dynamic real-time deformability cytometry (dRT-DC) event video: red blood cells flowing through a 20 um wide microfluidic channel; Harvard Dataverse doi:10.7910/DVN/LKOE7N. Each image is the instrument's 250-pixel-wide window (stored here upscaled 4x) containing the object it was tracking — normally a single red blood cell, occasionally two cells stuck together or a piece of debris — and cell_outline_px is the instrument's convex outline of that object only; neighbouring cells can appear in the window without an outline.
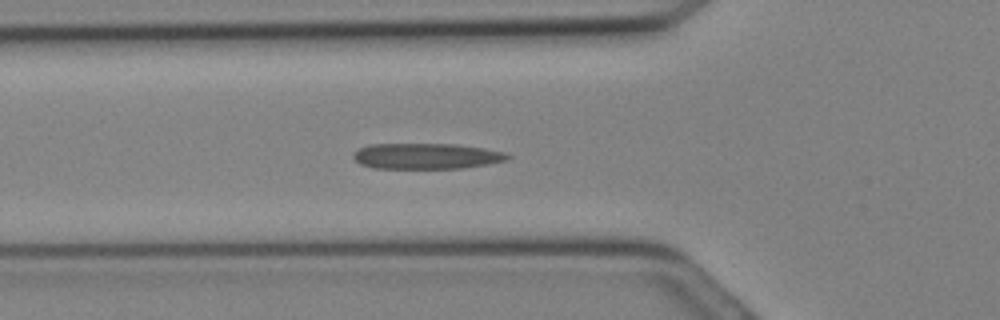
{"species": "Egyptian fruit bat (a non-hibernating species)", "species_latin": "Rousettus aegyptiacus", "temperature_condition": "cold", "stored_images_in_passage": 15, "camera_frame_rate_fps": 3000, "um_per_image_px": 0.085, "animal": {"sex": "female"}, "frame": {"image": 1, "passage_image": 9, "time_ms": 2.667, "image_size_px": [1000, 320], "cell_outline_px": [[512, 156], [508, 160], [488, 164], [460, 168], [372, 168], [360, 164], [352, 156], [352, 152], [368, 144], [456, 144], [484, 148], [504, 152]], "centroid_in_image_um": [36.23, 13.26], "position_along_channel_um": 89.6, "area_um2": 23.24}}
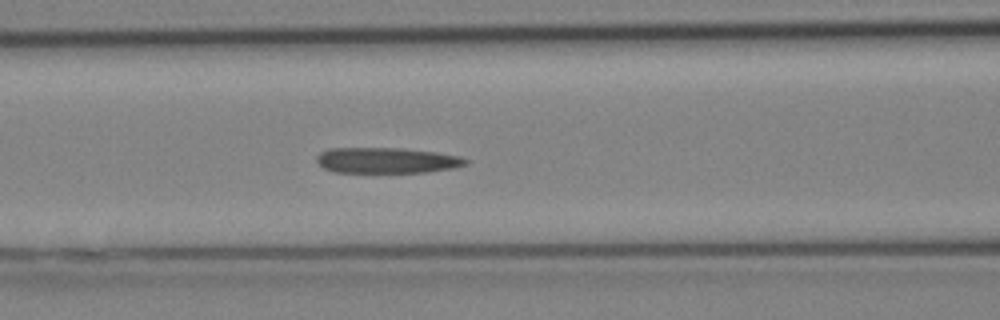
{"frame": {"image": 2, "passage_image": 11, "time_ms": 3.333, "image_size_px": [1000, 320], "cell_outline_px": [[468, 164], [452, 168], [428, 172], [332, 172], [324, 168], [316, 160], [316, 156], [320, 152], [328, 148], [400, 148], [436, 152], [460, 156], [468, 160]], "centroid_in_image_um": [32.86, 13.63], "position_along_channel_um": 133.7, "area_um2": 22.31}}
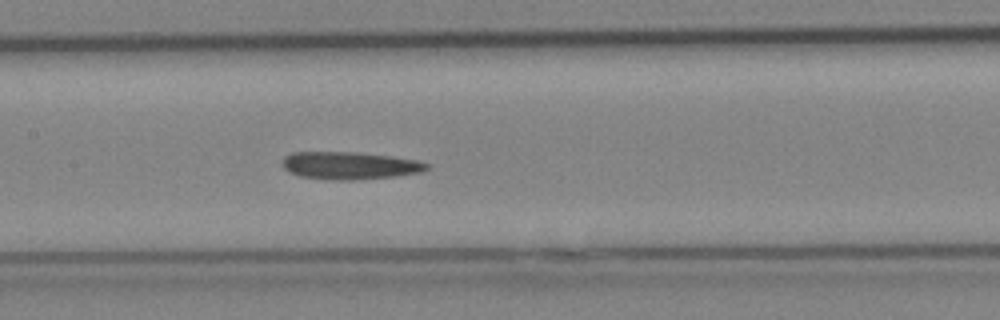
{"frame": {"image": 3, "passage_image": 13, "time_ms": 4.0, "image_size_px": [1000, 320], "cell_outline_px": [[432, 164], [424, 172], [396, 176], [352, 180], [340, 180], [300, 176], [288, 172], [284, 168], [284, 156], [292, 152], [356, 152], [392, 156], [416, 160]], "centroid_in_image_um": [29.78, 14.06], "position_along_channel_um": 177.6, "area_um2": 23.18}}